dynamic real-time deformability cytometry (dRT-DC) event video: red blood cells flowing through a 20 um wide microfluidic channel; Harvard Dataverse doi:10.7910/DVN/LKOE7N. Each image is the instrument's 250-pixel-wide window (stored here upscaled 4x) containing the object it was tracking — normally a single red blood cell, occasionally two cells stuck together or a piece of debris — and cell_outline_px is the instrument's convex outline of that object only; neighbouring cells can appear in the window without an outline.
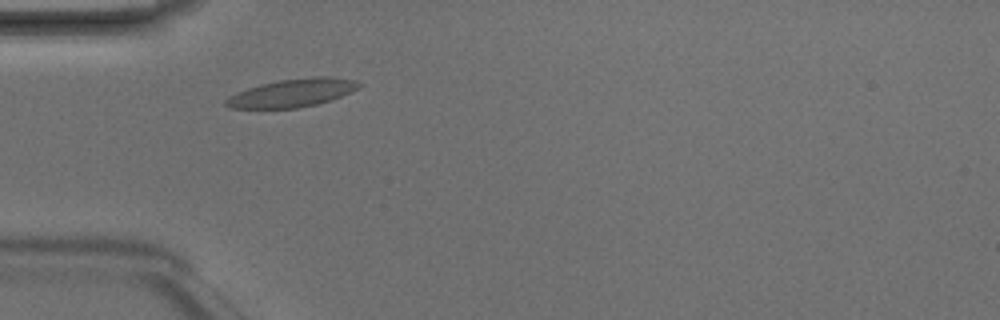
{"species": "Egyptian fruit bat (a non-hibernating species)", "species_latin": "Rousettus aegyptiacus", "temperature_condition": "room temperature", "stored_images_in_passage": 3, "camera_frame_rate_fps": 3000, "um_per_image_px": 0.085, "animal": {"sex": "male"}, "frame": {"image": 1, "passage_image": 2, "time_ms": 0.333, "image_size_px": [1000, 320], "cell_outline_px": [[360, 88], [340, 96], [316, 104], [296, 108], [228, 108], [224, 104], [224, 100], [228, 96], [248, 88], [260, 84], [280, 80], [312, 76], [332, 76], [356, 80], [360, 84]], "centroid_in_image_um": [24.83, 7.89], "position_along_channel_um": 60.2, "area_um2": 21.73}}